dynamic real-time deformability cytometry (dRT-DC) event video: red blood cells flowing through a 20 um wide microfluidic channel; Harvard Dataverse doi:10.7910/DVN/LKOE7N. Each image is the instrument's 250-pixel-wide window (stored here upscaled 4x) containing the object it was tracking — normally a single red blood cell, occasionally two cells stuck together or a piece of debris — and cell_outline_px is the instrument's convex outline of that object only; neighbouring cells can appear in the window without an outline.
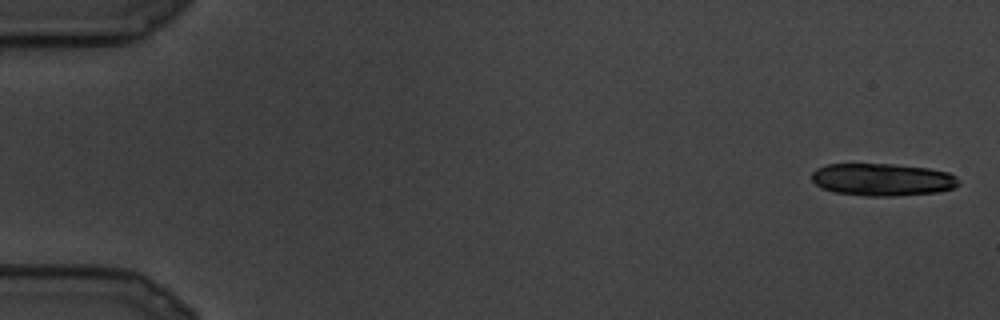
{"species": "common noctule bat (a hibernating species)", "species_latin": "Nyctalus noctula", "temperature_condition": "cold", "stored_images_in_passage": 18, "camera_frame_rate_fps": 3000, "um_per_image_px": 0.085, "animal": {"sex": "male", "body_mass_g": 19.5, "forearm_length_mm": 54.6}, "frame": {"image": 1, "passage_image": 1, "time_ms": 0.0, "image_size_px": [1000, 320], "cell_outline_px": [[960, 184], [952, 188], [936, 192], [892, 196], [864, 196], [832, 192], [820, 188], [812, 180], [812, 172], [816, 168], [828, 164], [896, 164], [928, 168], [948, 172], [956, 176], [960, 180]], "centroid_in_image_um": [74.98, 15.26], "position_along_channel_um": 10.0, "area_um2": 27.98}}
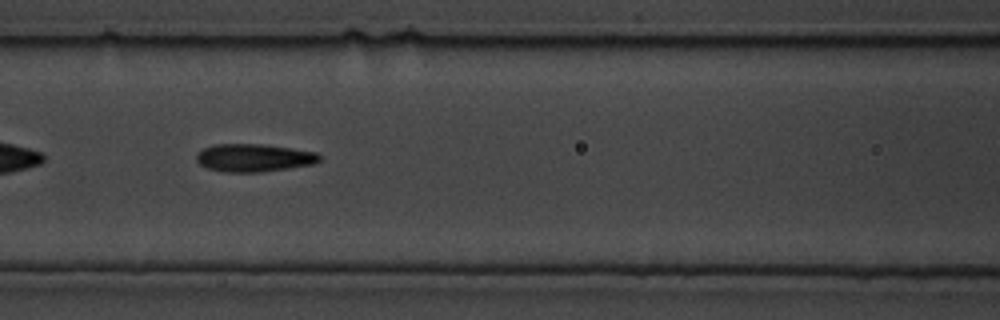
{"frame": {"image": 2, "passage_image": 12, "time_ms": 3.667, "image_size_px": [1000, 320], "cell_outline_px": [[320, 160], [316, 164], [260, 172], [224, 172], [208, 168], [200, 164], [196, 160], [196, 156], [204, 148], [212, 144], [260, 144], [292, 148], [316, 152], [320, 156]], "centroid_in_image_um": [21.59, 13.41], "position_along_channel_um": 145.0, "area_um2": 19.94}}
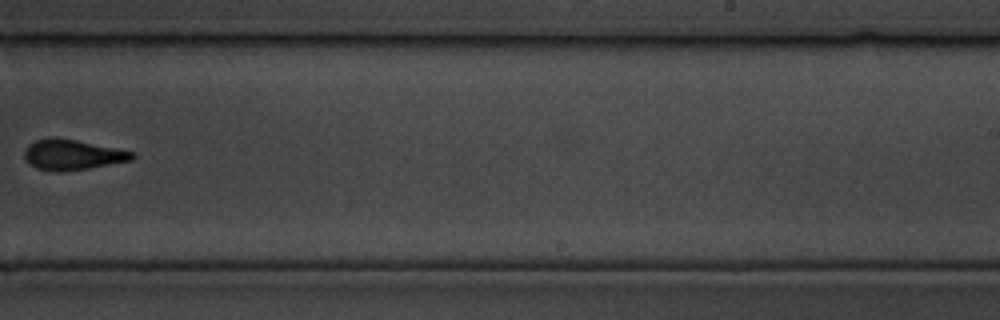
{"frame": {"image": 3, "passage_image": 17, "time_ms": 5.333, "image_size_px": [1000, 320], "cell_outline_px": [[136, 156], [132, 160], [88, 168], [60, 172], [56, 172], [36, 168], [28, 164], [24, 156], [24, 152], [28, 144], [36, 140], [48, 136], [76, 140], [136, 152]], "centroid_in_image_um": [6.13, 13.15], "position_along_channel_um": 282.9, "area_um2": 19.19}}